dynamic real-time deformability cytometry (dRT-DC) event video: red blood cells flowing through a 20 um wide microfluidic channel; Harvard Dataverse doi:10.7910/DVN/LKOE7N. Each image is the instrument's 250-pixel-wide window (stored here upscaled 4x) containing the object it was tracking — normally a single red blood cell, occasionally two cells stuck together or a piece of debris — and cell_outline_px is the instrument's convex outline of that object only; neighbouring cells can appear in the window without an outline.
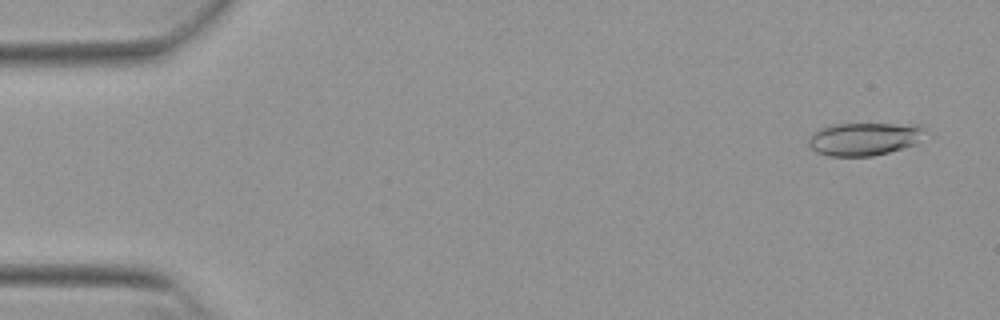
{"species": "Egyptian fruit bat (a non-hibernating species)", "species_latin": "Rousettus aegyptiacus", "temperature_condition": "warm", "stored_images_in_passage": 52, "camera_frame_rate_fps": 3000, "um_per_image_px": 0.085, "animal": {"sex": "female"}, "frame": {"image": 1, "passage_image": 3, "time_ms": 0.667, "image_size_px": [1000, 320], "cell_outline_px": [[924, 128], [916, 144], [904, 148], [872, 156], [828, 156], [816, 152], [808, 144], [808, 140], [812, 132], [820, 128], [832, 124], [924, 124]], "centroid_in_image_um": [73.42, 11.8], "position_along_channel_um": 11.6, "area_um2": 22.37}}
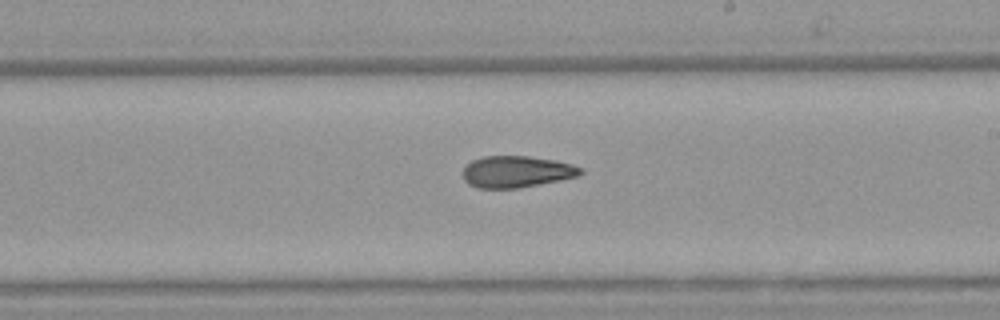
{"frame": {"image": 2, "passage_image": 31, "time_ms": 10.0, "image_size_px": [1000, 320], "cell_outline_px": [[584, 172], [580, 176], [520, 188], [476, 188], [468, 184], [464, 180], [464, 168], [472, 160], [484, 156], [528, 156], [556, 160], [572, 164], [584, 168]], "centroid_in_image_um": [43.95, 14.59], "position_along_channel_um": 245.0, "area_um2": 21.85}}
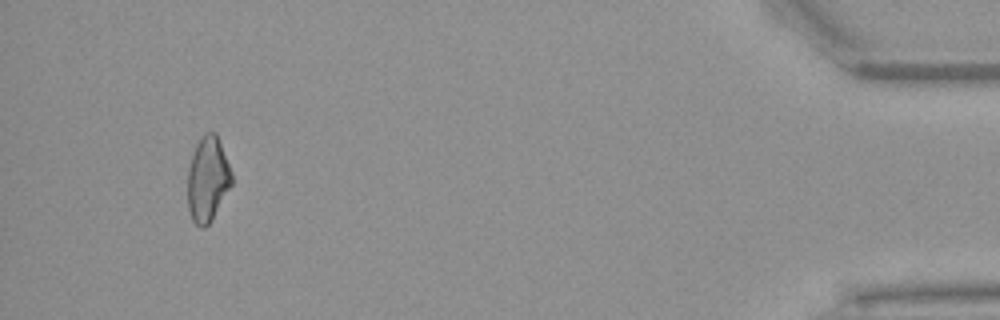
{"frame": {"image": 3, "passage_image": 50, "time_ms": 16.333, "image_size_px": [1000, 320], "cell_outline_px": [[232, 184], [212, 220], [204, 228], [200, 228], [192, 220], [188, 208], [188, 168], [196, 144], [200, 136], [204, 132], [216, 132], [232, 172]], "centroid_in_image_um": [17.65, 15.22], "position_along_channel_um": 417.5, "area_um2": 21.91}, "authors_computed_cell_mechanics": {"area_um2": 22.1085, "velocity_mm_per_s": 3.872, "shape_relaxation_time_tau1_ms": null, "shape_relaxation_time_tau2_ms": 4.1898, "deformation_change_tau1": null, "deformation_change_tau2": 0.1298}}